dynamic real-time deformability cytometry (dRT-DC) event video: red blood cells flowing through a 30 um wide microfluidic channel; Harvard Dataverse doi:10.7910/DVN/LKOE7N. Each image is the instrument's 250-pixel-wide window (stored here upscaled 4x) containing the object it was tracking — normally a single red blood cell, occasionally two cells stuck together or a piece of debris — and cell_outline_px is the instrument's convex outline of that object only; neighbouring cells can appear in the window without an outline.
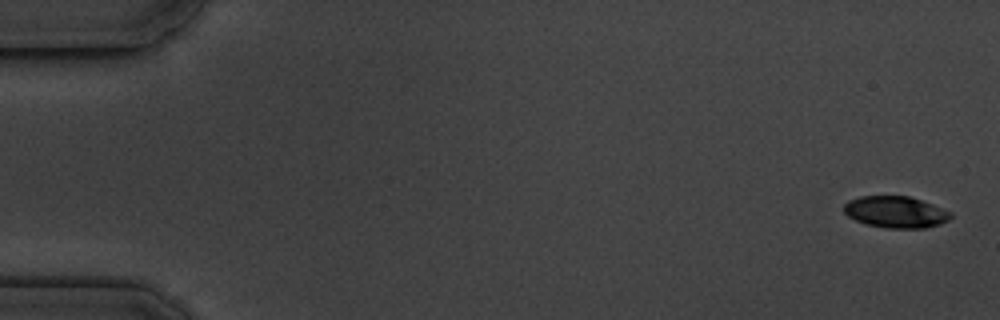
{"species": "common noctule bat (a hibernating species)", "species_latin": "Nyctalus noctula", "temperature_condition": "cold", "stored_images_in_passage": 5, "camera_frame_rate_fps": 3000, "um_per_image_px": 0.085, "animal": {"sex": "male", "body_mass_g": 19.5, "forearm_length_mm": 54.6}, "frame": {"image": 1, "passage_image": 1, "time_ms": 0.0, "image_size_px": [1000, 320], "cell_outline_px": [[952, 216], [948, 220], [940, 224], [924, 228], [884, 228], [868, 224], [856, 220], [848, 216], [844, 212], [844, 204], [848, 200], [860, 196], [908, 196], [932, 204], [952, 212]], "centroid_in_image_um": [76.13, 18.02], "position_along_channel_um": 8.9, "area_um2": 19.59}}
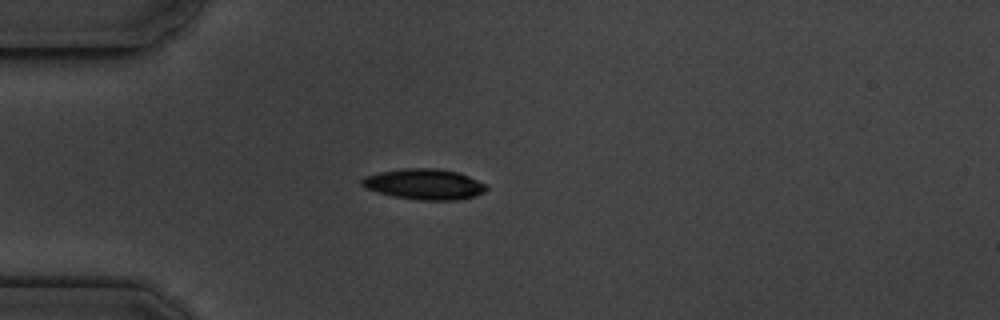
{"frame": {"image": 2, "passage_image": 5, "time_ms": 4.667, "image_size_px": [1000, 320], "cell_outline_px": [[488, 188], [484, 192], [476, 196], [456, 200], [420, 200], [392, 196], [364, 188], [360, 184], [360, 180], [364, 176], [380, 172], [404, 168], [436, 168], [456, 172], [468, 176], [484, 184]], "centroid_in_image_um": [36.02, 15.66], "position_along_channel_um": 49.0, "area_um2": 22.2}}